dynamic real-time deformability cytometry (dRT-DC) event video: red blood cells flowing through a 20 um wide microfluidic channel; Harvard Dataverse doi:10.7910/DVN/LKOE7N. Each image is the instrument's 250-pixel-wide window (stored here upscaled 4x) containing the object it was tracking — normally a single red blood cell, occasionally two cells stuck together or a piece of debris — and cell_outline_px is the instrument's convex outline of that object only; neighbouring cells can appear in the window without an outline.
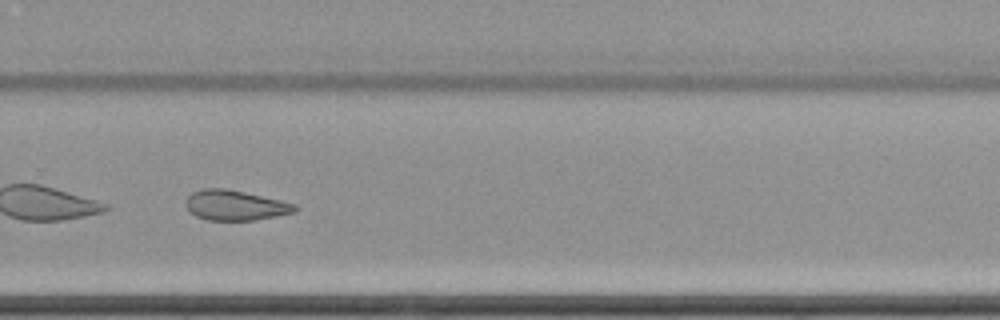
{"species": "common noctule bat (a hibernating species)", "species_latin": "Nyctalus noctula", "temperature_condition": "cold", "stored_images_in_passage": 61, "camera_frame_rate_fps": 3000, "um_per_image_px": 0.085, "animal": {"sex": "female", "body_mass_g": 22.7, "forearm_length_mm": 54.2}, "frame": {"image": 1, "passage_image": 44, "time_ms": 14.333, "image_size_px": [1000, 320], "cell_outline_px": [[300, 208], [296, 212], [276, 216], [252, 220], [208, 220], [196, 216], [188, 212], [184, 204], [188, 196], [192, 192], [204, 188], [224, 188], [244, 192], [280, 200], [296, 204]], "centroid_in_image_um": [19.98, 17.45], "position_along_channel_um": 309.8, "area_um2": 19.25}}
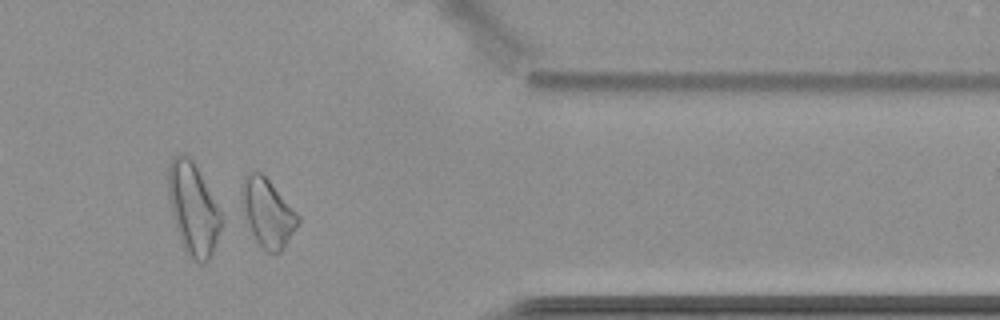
{"frame": {"image": 2, "passage_image": 52, "time_ms": 17.0, "image_size_px": [1000, 320], "cell_outline_px": [[300, 220], [296, 228], [284, 248], [280, 252], [268, 252], [256, 240], [252, 232], [244, 208], [240, 192], [240, 188], [244, 176], [256, 168], [268, 180], [300, 216]], "centroid_in_image_um": [22.75, 18.05], "position_along_channel_um": 388.6, "area_um2": 21.79}}